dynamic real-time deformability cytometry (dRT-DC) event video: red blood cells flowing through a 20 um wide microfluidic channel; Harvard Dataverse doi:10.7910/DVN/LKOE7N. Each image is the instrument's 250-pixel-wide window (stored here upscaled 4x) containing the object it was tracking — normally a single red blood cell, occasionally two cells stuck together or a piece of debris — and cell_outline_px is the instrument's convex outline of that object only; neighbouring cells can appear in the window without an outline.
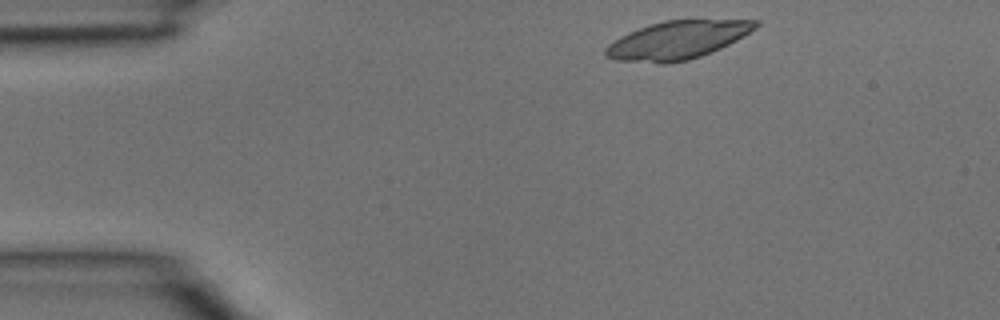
{"species": "common noctule bat (a hibernating species)", "species_latin": "Nyctalus noctula", "temperature_condition": "room temperature", "stored_images_in_passage": 2, "camera_frame_rate_fps": 3000, "um_per_image_px": 0.085, "animal": {"sex": "male", "body_mass_g": 15.6}, "frame": {"image": 1, "passage_image": 1, "time_ms": 0.0, "image_size_px": [1000, 320], "cell_outline_px": [[760, 24], [756, 28], [736, 40], [712, 52], [688, 60], [668, 64], [660, 64], [616, 60], [604, 56], [604, 48], [608, 44], [620, 36], [628, 32], [648, 24], [664, 20], [760, 20]], "centroid_in_image_um": [57.53, 3.42], "position_along_channel_um": 27.5, "area_um2": 33.52}}